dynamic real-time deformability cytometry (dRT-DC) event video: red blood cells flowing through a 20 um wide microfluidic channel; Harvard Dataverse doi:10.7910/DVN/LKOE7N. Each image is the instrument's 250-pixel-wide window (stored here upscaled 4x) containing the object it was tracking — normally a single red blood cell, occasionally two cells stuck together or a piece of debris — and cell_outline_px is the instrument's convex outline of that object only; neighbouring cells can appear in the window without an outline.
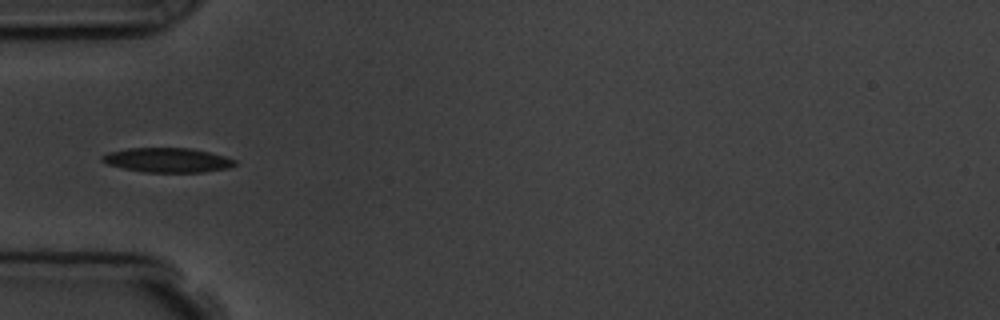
{"species": "common noctule bat (a hibernating species)", "species_latin": "Nyctalus noctula", "temperature_condition": "room temperature", "stored_images_in_passage": 8, "camera_frame_rate_fps": 3000, "um_per_image_px": 0.085, "animal": {"sex": "male", "body_mass_g": 19.5, "forearm_length_mm": 54.6}, "frame": {"image": 1, "passage_image": 6, "time_ms": 5.667, "image_size_px": [1000, 320], "cell_outline_px": [[236, 164], [228, 168], [204, 172], [144, 172], [124, 168], [108, 164], [100, 160], [100, 156], [108, 152], [128, 148], [192, 148], [224, 156], [236, 160]], "centroid_in_image_um": [14.22, 13.6], "position_along_channel_um": 70.8, "area_um2": 18.9}}